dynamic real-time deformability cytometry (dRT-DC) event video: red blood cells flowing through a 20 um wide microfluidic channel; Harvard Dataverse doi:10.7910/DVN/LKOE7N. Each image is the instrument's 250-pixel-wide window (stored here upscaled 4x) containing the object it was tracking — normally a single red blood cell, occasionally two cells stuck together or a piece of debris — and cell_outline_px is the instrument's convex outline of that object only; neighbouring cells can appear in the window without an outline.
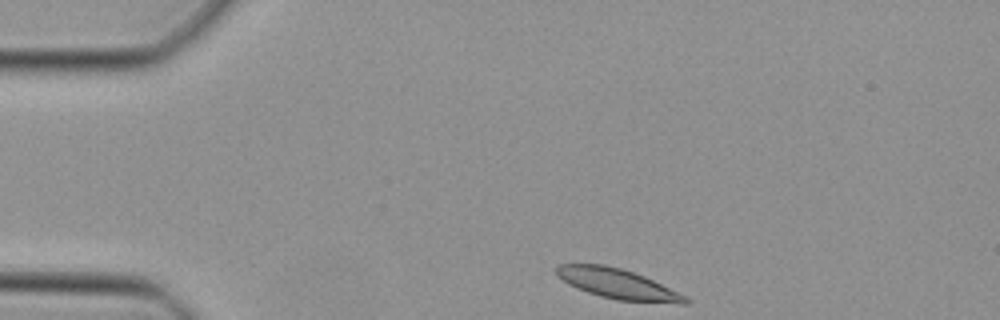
{"species": "Egyptian fruit bat (a non-hibernating species)", "species_latin": "Rousettus aegyptiacus", "temperature_condition": "cold", "stored_images_in_passage": 39, "camera_frame_rate_fps": 3000, "um_per_image_px": 0.085, "animal": {"sex": "female"}, "frame": {"image": 1, "passage_image": 1, "time_ms": 0.0, "image_size_px": [1000, 320], "cell_outline_px": [[692, 304], [680, 304], [616, 300], [600, 296], [576, 288], [568, 284], [556, 276], [556, 268], [560, 264], [604, 264], [620, 268], [644, 276], [688, 296], [692, 300]], "centroid_in_image_um": [52.56, 24.15], "position_along_channel_um": 32.4, "area_um2": 22.83}}
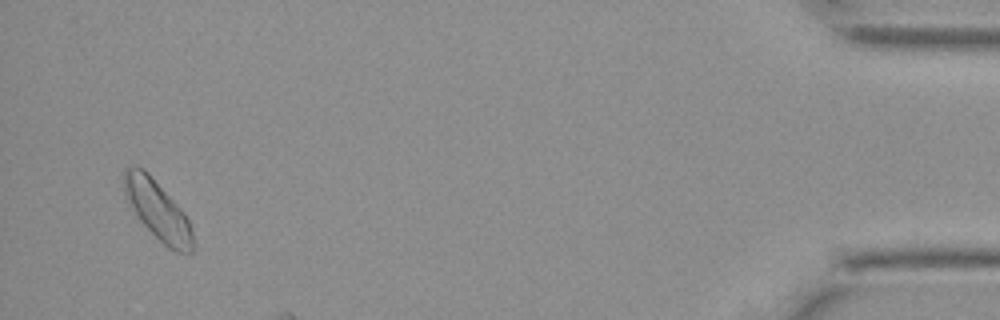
{"frame": {"image": 2, "passage_image": 38, "time_ms": 12.333, "image_size_px": [1000, 320], "cell_outline_px": [[192, 252], [176, 252], [168, 248], [136, 216], [128, 204], [124, 196], [124, 168], [136, 164], [144, 168], [148, 172], [184, 212], [188, 220], [192, 232]], "centroid_in_image_um": [13.35, 17.81], "position_along_channel_um": 421.9, "area_um2": 23.52}}